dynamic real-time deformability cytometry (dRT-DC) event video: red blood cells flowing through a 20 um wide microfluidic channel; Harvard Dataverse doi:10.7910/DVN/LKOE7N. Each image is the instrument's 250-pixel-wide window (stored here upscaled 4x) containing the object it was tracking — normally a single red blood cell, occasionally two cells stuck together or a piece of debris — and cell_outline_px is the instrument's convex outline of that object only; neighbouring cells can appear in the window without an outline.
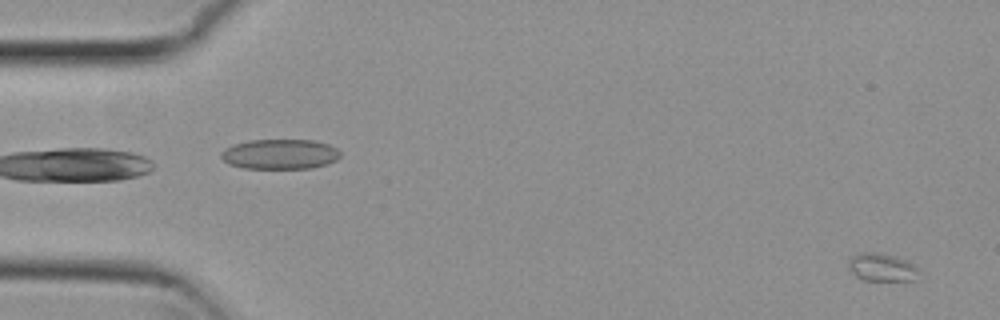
{"species": "common noctule bat (a hibernating species)", "species_latin": "Nyctalus noctula", "temperature_condition": "cold", "stored_images_in_passage": 55, "camera_frame_rate_fps": 3000, "um_per_image_px": 0.085, "animal": {"sex": "female", "body_mass_g": 29.2, "forearm_length_mm": 56.3}, "frame": {"image": 1, "passage_image": 2, "time_ms": 0.333, "image_size_px": [1000, 320], "cell_outline_px": [[916, 280], [864, 280], [856, 276], [848, 268], [848, 256], [860, 252], [880, 252], [896, 256], [908, 260], [916, 264]], "centroid_in_image_um": [74.91, 22.68], "position_along_channel_um": 10.1, "area_um2": 11.68}}
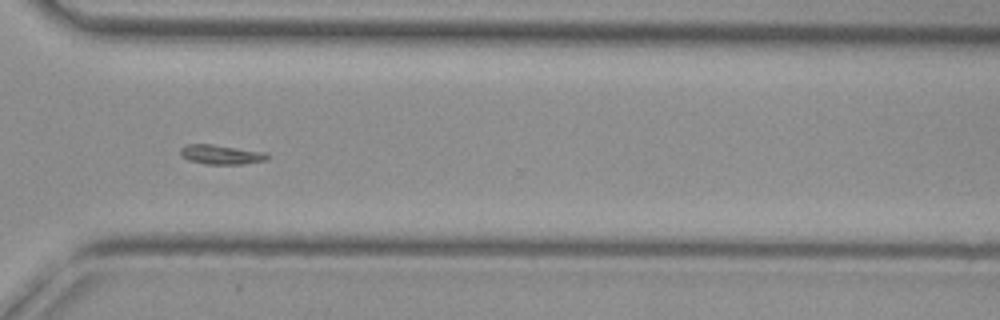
{"frame": {"image": 2, "passage_image": 40, "time_ms": 13.0, "image_size_px": [1000, 320], "cell_outline_px": [[268, 160], [244, 164], [204, 164], [188, 160], [180, 156], [180, 148], [184, 144], [212, 144], [268, 152]], "centroid_in_image_um": [18.79, 13.13], "position_along_channel_um": 351.8, "area_um2": 10.12}}
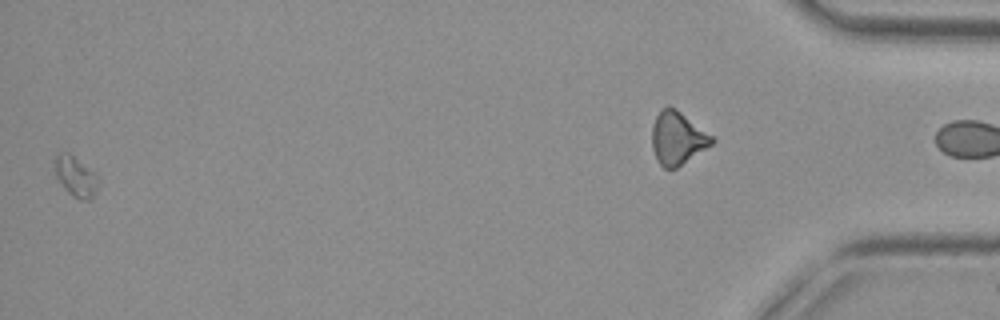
{"frame": {"image": 3, "passage_image": 54, "time_ms": 17.667, "image_size_px": [1000, 320], "cell_outline_px": [[100, 180], [96, 192], [92, 200], [80, 200], [72, 196], [64, 188], [56, 176], [52, 164], [56, 156], [60, 152], [68, 152], [96, 172]], "centroid_in_image_um": [6.45, 15.0], "position_along_channel_um": 428.8, "area_um2": 10.64}}